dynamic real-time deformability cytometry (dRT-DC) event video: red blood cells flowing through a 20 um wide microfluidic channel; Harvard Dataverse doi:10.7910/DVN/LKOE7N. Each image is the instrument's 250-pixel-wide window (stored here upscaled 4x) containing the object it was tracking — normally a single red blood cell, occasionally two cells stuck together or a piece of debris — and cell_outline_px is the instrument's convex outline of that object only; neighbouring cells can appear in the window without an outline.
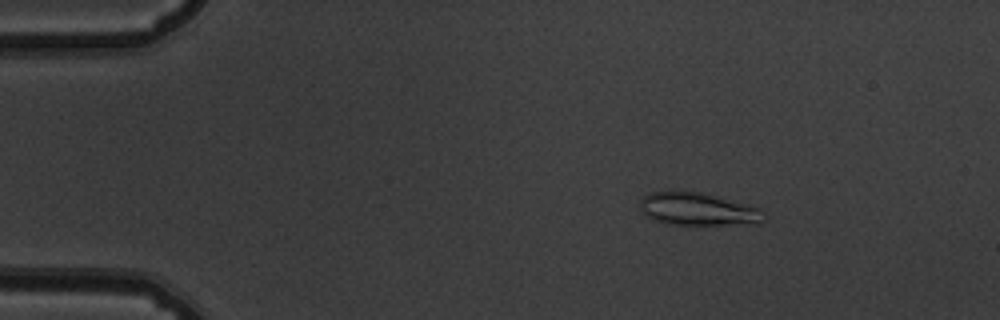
{"species": "common noctule bat (a hibernating species)", "species_latin": "Nyctalus noctula", "temperature_condition": "warm", "stored_images_in_passage": 53, "camera_frame_rate_fps": 3000, "um_per_image_px": 0.085, "animal": {"sex": "male", "body_mass_g": 19.5, "forearm_length_mm": 54.6}, "frame": {"image": 1, "passage_image": 9, "time_ms": 2.667, "image_size_px": [1000, 320], "cell_outline_px": [[764, 220], [760, 224], [668, 224], [652, 220], [640, 208], [640, 200], [644, 196], [652, 192], [704, 192], [760, 208], [764, 212]], "centroid_in_image_um": [59.36, 17.78], "position_along_channel_um": 25.6, "area_um2": 23.47}}
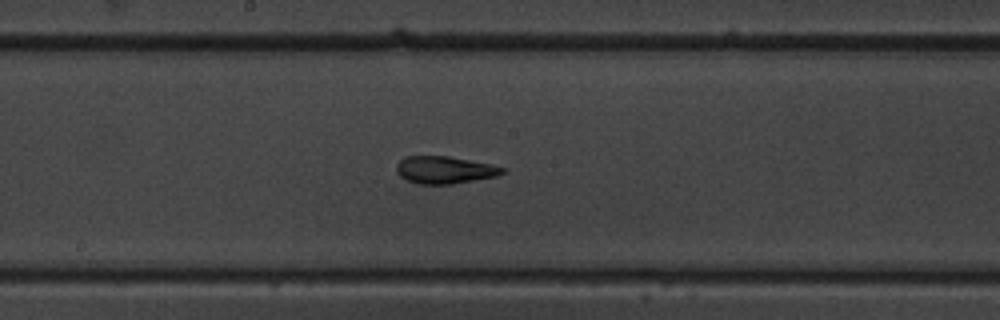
{"frame": {"image": 2, "passage_image": 29, "time_ms": 9.333, "image_size_px": [1000, 320], "cell_outline_px": [[508, 168], [504, 172], [496, 176], [452, 184], [416, 184], [400, 176], [396, 172], [396, 164], [404, 156], [448, 156]], "centroid_in_image_um": [37.76, 14.44], "position_along_channel_um": 210.4, "area_um2": 16.82}}
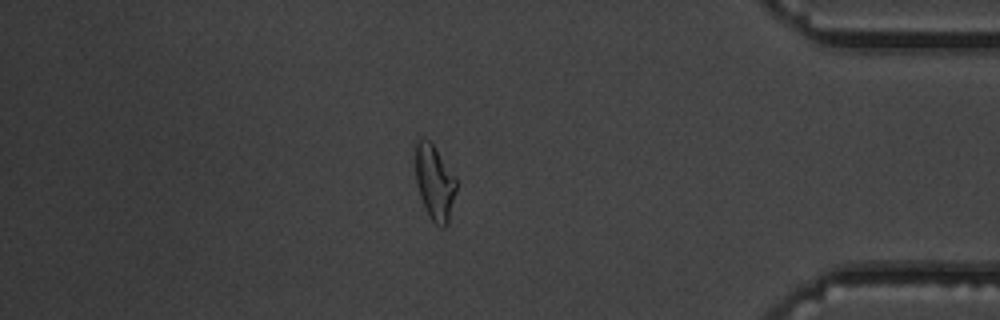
{"frame": {"image": 3, "passage_image": 46, "time_ms": 15.0, "image_size_px": [1000, 320], "cell_outline_px": [[456, 192], [448, 224], [444, 228], [440, 228], [428, 216], [424, 208], [420, 196], [416, 180], [416, 140], [420, 136], [424, 136], [432, 144], [456, 176]], "centroid_in_image_um": [36.95, 15.52], "position_along_channel_um": 398.3, "area_um2": 18.03}, "authors_computed_cell_mechanics": {"area_um2": 18.0336, "velocity_mm_per_s": 3.8724, "shape_relaxation_time_tau1_ms": null, "shape_relaxation_time_tau2_ms": 1.8495, "deformation_change_tau1": null, "deformation_change_tau2": 0.1009}}